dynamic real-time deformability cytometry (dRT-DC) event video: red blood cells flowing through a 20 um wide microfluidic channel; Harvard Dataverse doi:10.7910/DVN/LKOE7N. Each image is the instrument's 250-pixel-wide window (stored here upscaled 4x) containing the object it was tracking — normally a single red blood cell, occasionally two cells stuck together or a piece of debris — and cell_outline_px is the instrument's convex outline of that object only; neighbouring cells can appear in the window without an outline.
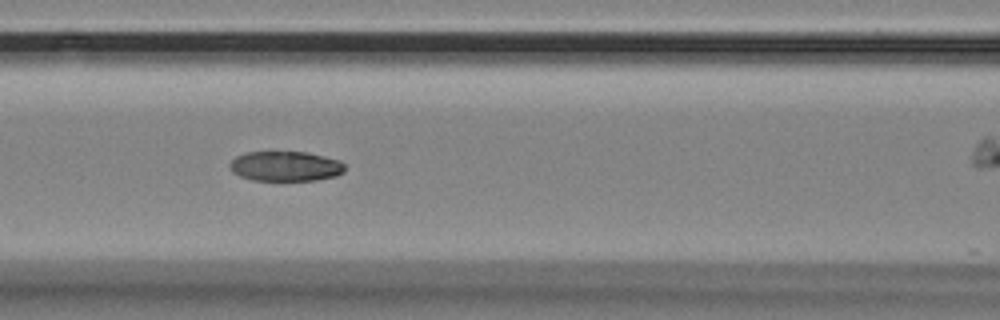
{"species": "Egyptian fruit bat (a non-hibernating species)", "species_latin": "Rousettus aegyptiacus", "temperature_condition": "room temperature", "stored_images_in_passage": 7, "camera_frame_rate_fps": 3000, "um_per_image_px": 0.085, "animal": {"sex": "female"}, "frame": {"image": 1, "passage_image": 5, "time_ms": 1.333, "image_size_px": [1000, 320], "cell_outline_px": [[344, 172], [336, 176], [316, 180], [252, 180], [240, 176], [232, 172], [228, 168], [228, 164], [236, 156], [244, 152], [308, 152], [340, 160], [344, 164]], "centroid_in_image_um": [24.24, 14.12], "position_along_channel_um": 142.4, "area_um2": 20.23}}
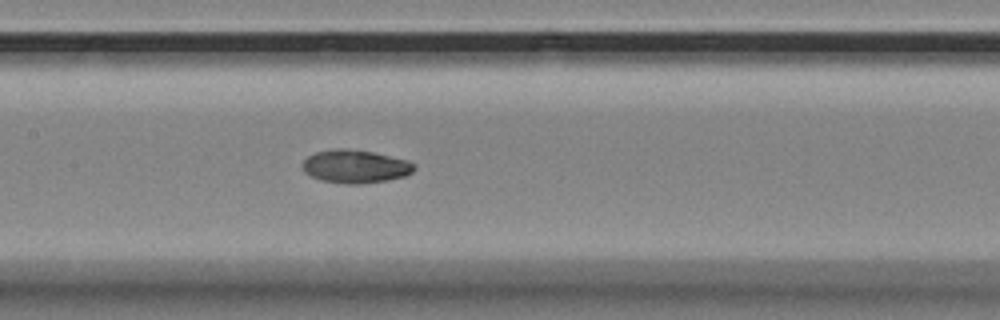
{"frame": {"image": 2, "passage_image": 6, "time_ms": 1.667, "image_size_px": [1000, 320], "cell_outline_px": [[416, 168], [412, 172], [404, 176], [388, 180], [360, 184], [344, 184], [320, 180], [304, 172], [300, 164], [308, 156], [316, 152], [336, 148], [344, 148], [372, 152], [408, 160], [416, 164]], "centroid_in_image_um": [30.19, 14.15], "position_along_channel_um": 177.2, "area_um2": 21.73}}